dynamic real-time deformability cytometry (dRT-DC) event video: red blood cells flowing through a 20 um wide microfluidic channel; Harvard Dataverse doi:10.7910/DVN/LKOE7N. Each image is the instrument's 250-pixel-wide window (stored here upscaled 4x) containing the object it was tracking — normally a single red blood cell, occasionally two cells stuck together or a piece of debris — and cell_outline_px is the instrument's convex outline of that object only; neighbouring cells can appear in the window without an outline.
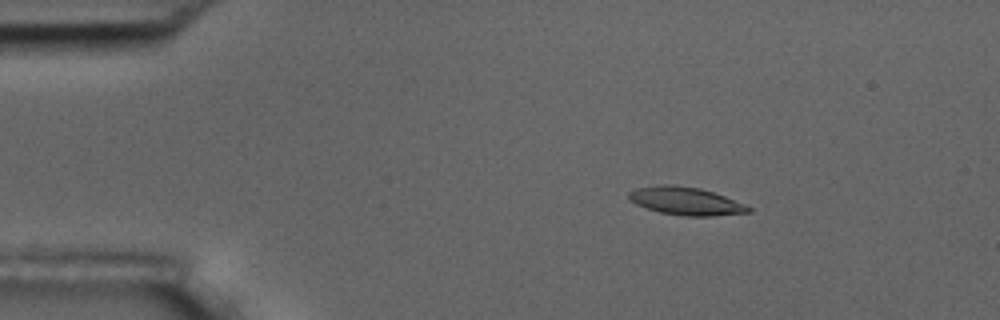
{"species": "common noctule bat (a hibernating species)", "species_latin": "Nyctalus noctula", "temperature_condition": "room temperature", "stored_images_in_passage": 4, "camera_frame_rate_fps": 3000, "um_per_image_px": 0.085, "animal": {"sex": "male", "body_mass_g": 17.5, "forearm_length_mm": 52.3}, "frame": {"image": 1, "passage_image": 3, "time_ms": 2.333, "image_size_px": [1000, 320], "cell_outline_px": [[752, 212], [712, 216], [684, 216], [660, 212], [636, 204], [628, 200], [628, 192], [636, 188], [660, 184], [676, 184], [700, 188], [724, 196], [744, 204], [752, 208]], "centroid_in_image_um": [58.27, 17.08], "position_along_channel_um": 26.7, "area_um2": 19.54}}